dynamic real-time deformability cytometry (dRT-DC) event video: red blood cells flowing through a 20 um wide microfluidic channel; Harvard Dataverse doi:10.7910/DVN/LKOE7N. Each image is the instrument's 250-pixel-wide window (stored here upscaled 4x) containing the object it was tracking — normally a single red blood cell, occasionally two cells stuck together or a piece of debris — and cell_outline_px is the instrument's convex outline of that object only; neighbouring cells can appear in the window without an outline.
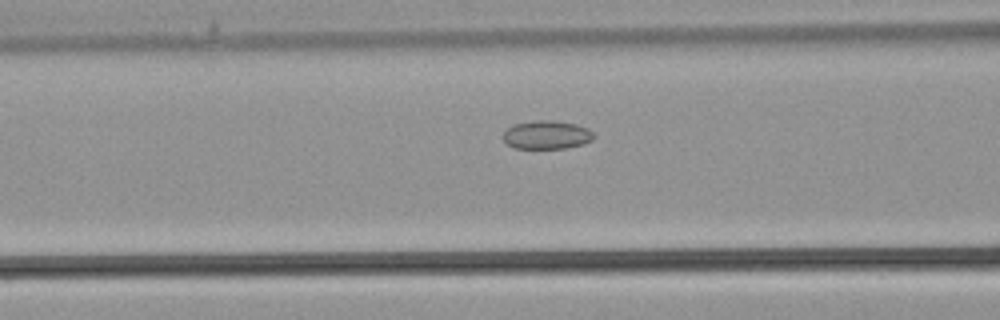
{"species": "common noctule bat (a hibernating species)", "species_latin": "Nyctalus noctula", "temperature_condition": "warm", "stored_images_in_passage": 26, "camera_frame_rate_fps": 3000, "um_per_image_px": 0.085, "animal": {"sex": "male", "body_mass_g": 21.5, "forearm_length_mm": 52.0}, "frame": {"image": 1, "passage_image": 6, "time_ms": 1.667, "image_size_px": [1000, 320], "cell_outline_px": [[596, 136], [592, 140], [584, 144], [564, 148], [516, 148], [508, 144], [504, 140], [504, 132], [508, 128], [516, 124], [536, 120], [552, 120], [576, 124], [588, 128]], "centroid_in_image_um": [46.52, 11.46], "position_along_channel_um": 120.1, "area_um2": 14.91}}
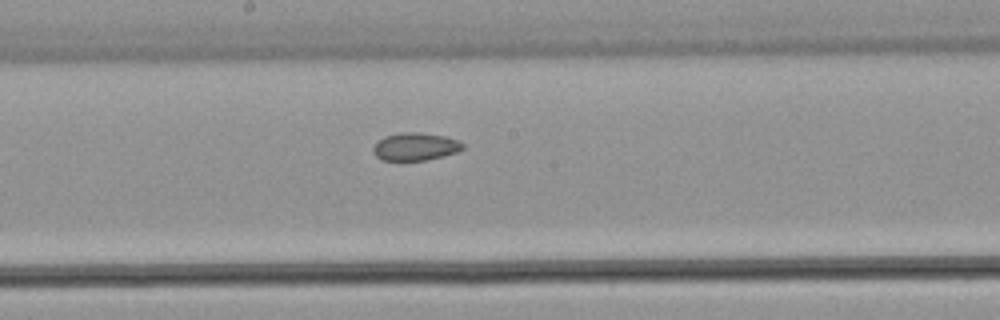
{"frame": {"image": 2, "passage_image": 11, "time_ms": 3.333, "image_size_px": [1000, 320], "cell_outline_px": [[464, 148], [456, 152], [444, 156], [424, 160], [384, 160], [376, 156], [372, 148], [384, 136], [400, 132], [420, 132], [444, 136], [456, 140], [464, 144]], "centroid_in_image_um": [35.31, 12.45], "position_along_channel_um": 212.9, "area_um2": 14.33}}
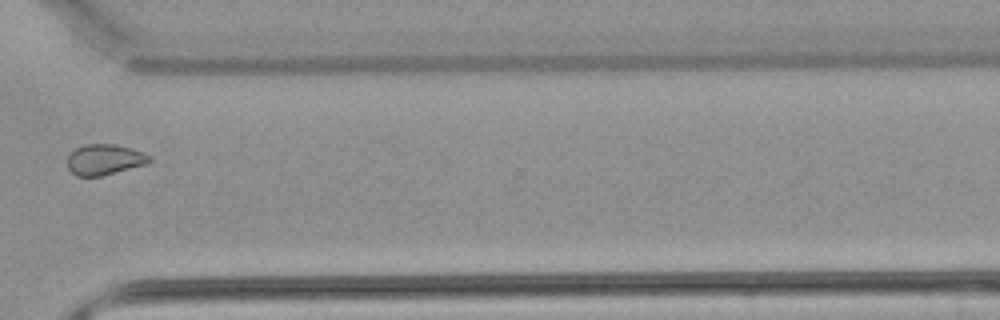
{"frame": {"image": 3, "passage_image": 19, "time_ms": 6.0, "image_size_px": [1000, 320], "cell_outline_px": [[152, 160], [148, 164], [100, 176], [76, 176], [68, 168], [68, 152], [84, 144], [112, 144], [132, 148], [152, 156]], "centroid_in_image_um": [8.89, 13.56], "position_along_channel_um": 361.7, "area_um2": 14.8}}